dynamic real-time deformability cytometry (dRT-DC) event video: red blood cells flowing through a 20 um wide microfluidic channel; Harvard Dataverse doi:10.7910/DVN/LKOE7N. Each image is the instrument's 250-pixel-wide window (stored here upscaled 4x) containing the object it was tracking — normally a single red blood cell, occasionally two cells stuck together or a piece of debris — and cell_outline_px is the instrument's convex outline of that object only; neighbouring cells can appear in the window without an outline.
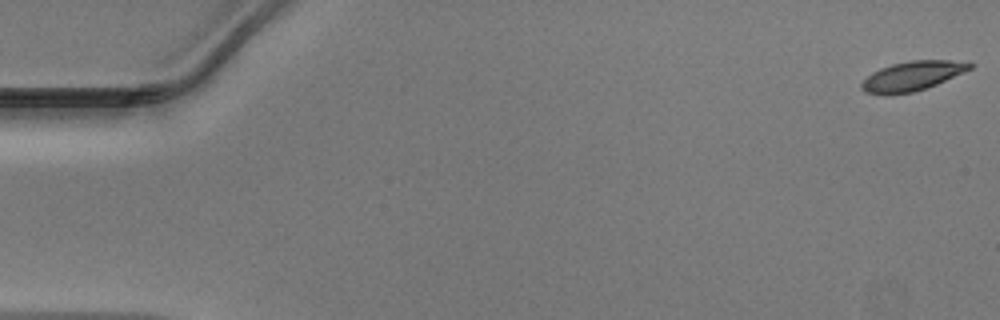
{"species": "Egyptian fruit bat (a non-hibernating species)", "species_latin": "Rousettus aegyptiacus", "temperature_condition": "warm", "stored_images_in_passage": 49, "camera_frame_rate_fps": 3000, "um_per_image_px": 0.085, "animal": {"sex": "male"}, "frame": {"image": 1, "passage_image": 1, "time_ms": 0.0, "image_size_px": [1000, 320], "cell_outline_px": [[976, 64], [972, 68], [964, 72], [936, 84], [912, 92], [884, 96], [864, 92], [860, 88], [860, 84], [872, 72], [880, 68], [892, 64], [912, 60], [968, 60]], "centroid_in_image_um": [77.56, 6.45], "position_along_channel_um": 7.4, "area_um2": 18.84}}
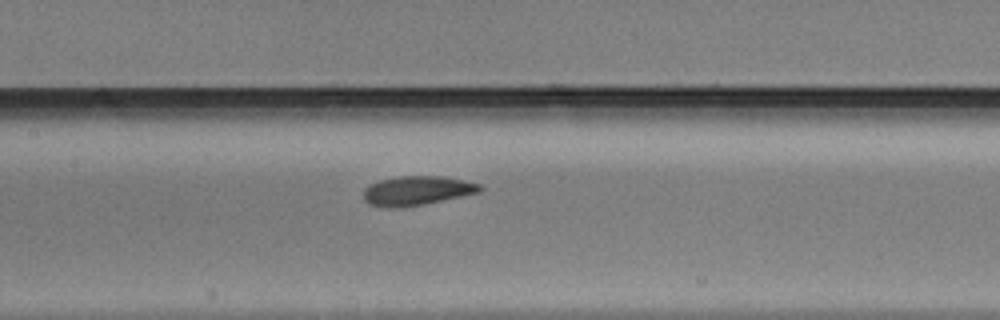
{"frame": {"image": 2, "passage_image": 24, "time_ms": 7.667, "image_size_px": [1000, 320], "cell_outline_px": [[484, 188], [480, 192], [424, 204], [400, 208], [388, 208], [368, 204], [364, 200], [364, 188], [368, 184], [380, 180], [400, 176], [440, 176], [480, 184]], "centroid_in_image_um": [35.39, 16.21], "position_along_channel_um": 172.0, "area_um2": 19.83}}
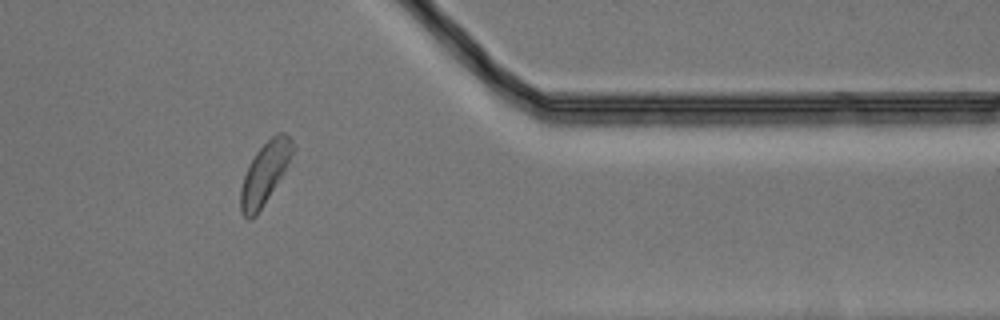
{"frame": {"image": 3, "passage_image": 41, "time_ms": 13.333, "image_size_px": [1000, 320], "cell_outline_px": [[296, 148], [284, 172], [256, 216], [252, 220], [248, 220], [240, 212], [240, 188], [248, 164], [256, 152], [276, 132], [284, 132], [292, 136]], "centroid_in_image_um": [22.52, 14.7], "position_along_channel_um": 388.9, "area_um2": 18.96}}